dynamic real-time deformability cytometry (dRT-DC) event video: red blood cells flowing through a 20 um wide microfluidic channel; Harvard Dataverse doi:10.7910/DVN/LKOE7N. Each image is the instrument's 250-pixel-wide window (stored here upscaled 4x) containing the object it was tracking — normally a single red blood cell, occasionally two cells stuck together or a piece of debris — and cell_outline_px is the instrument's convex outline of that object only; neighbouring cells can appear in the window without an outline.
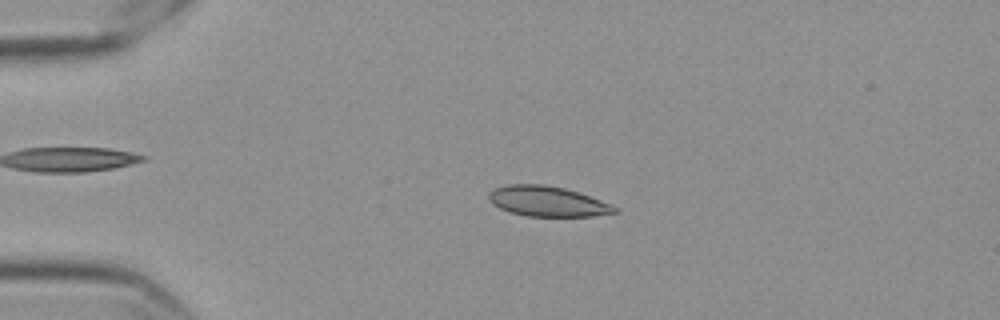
{"species": "Egyptian fruit bat (a non-hibernating species)", "species_latin": "Rousettus aegyptiacus", "temperature_condition": "cold", "stored_images_in_passage": 57, "camera_frame_rate_fps": 3000, "um_per_image_px": 0.085, "frame": {"image": 1, "passage_image": 13, "time_ms": 4.0, "image_size_px": [1000, 320], "cell_outline_px": [[620, 212], [592, 216], [528, 216], [512, 212], [500, 208], [492, 204], [488, 200], [488, 192], [496, 188], [508, 184], [544, 184], [564, 188], [612, 204], [620, 208]], "centroid_in_image_um": [46.54, 17.11], "position_along_channel_um": 38.5, "area_um2": 22.14}}
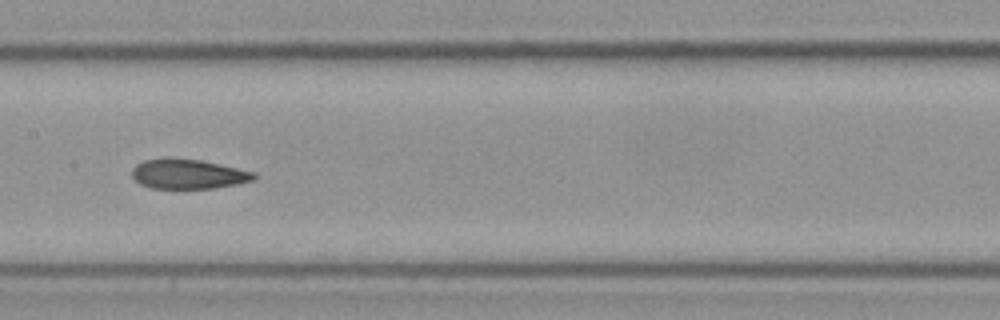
{"frame": {"image": 2, "passage_image": 29, "time_ms": 9.333, "image_size_px": [1000, 320], "cell_outline_px": [[256, 180], [236, 184], [212, 188], [152, 188], [140, 184], [132, 176], [132, 168], [136, 164], [144, 160], [164, 156], [172, 156], [200, 160], [256, 172]], "centroid_in_image_um": [15.97, 14.76], "position_along_channel_um": 191.4, "area_um2": 21.44}}
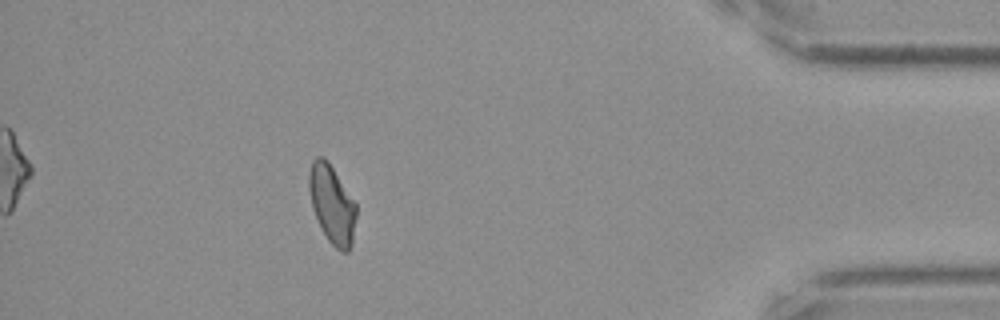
{"frame": {"image": 3, "passage_image": 51, "time_ms": 16.667, "image_size_px": [1000, 320], "cell_outline_px": [[356, 216], [352, 244], [348, 252], [340, 252], [328, 240], [312, 208], [308, 188], [308, 176], [312, 160], [316, 156], [324, 156], [328, 160], [356, 204]], "centroid_in_image_um": [28.21, 17.34], "position_along_channel_um": 407.0, "area_um2": 21.5}, "authors_computed_cell_mechanics": {"area_um2": 21.5594, "velocity_mm_per_s": 3.5609, "shape_relaxation_time_tau1_ms": null, "shape_relaxation_time_tau2_ms": 4.4753, "deformation_change_tau1": null, "deformation_change_tau2": 0.0835}}